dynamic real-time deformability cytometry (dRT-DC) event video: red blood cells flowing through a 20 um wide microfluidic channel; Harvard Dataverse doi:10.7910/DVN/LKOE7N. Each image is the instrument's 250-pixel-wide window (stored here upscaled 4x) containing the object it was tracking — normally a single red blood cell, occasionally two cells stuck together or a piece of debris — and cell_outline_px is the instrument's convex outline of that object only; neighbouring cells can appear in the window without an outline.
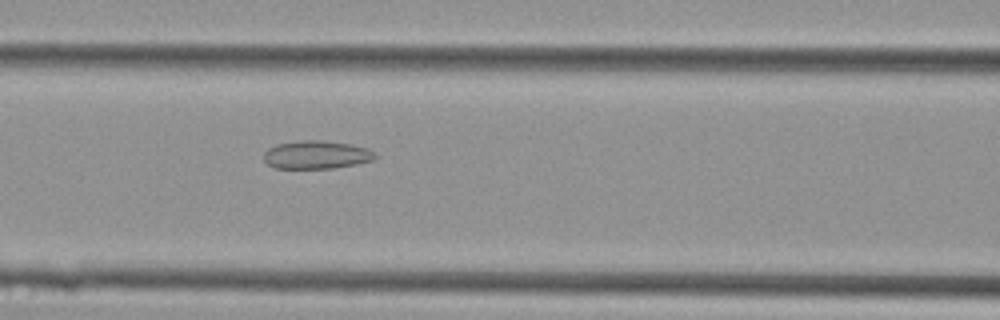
{"species": "Egyptian fruit bat (a non-hibernating species)", "species_latin": "Rousettus aegyptiacus", "temperature_condition": "cold", "stored_images_in_passage": 44, "camera_frame_rate_fps": 3000, "um_per_image_px": 0.085, "animal": {"sex": "female"}, "frame": {"image": 1, "passage_image": 19, "time_ms": 6.0, "image_size_px": [1000, 320], "cell_outline_px": [[376, 160], [356, 164], [332, 168], [276, 168], [268, 164], [264, 160], [264, 152], [268, 148], [276, 144], [304, 140], [320, 140], [352, 144], [368, 148], [376, 152]], "centroid_in_image_um": [26.93, 13.15], "position_along_channel_um": 139.7, "area_um2": 18.38}}
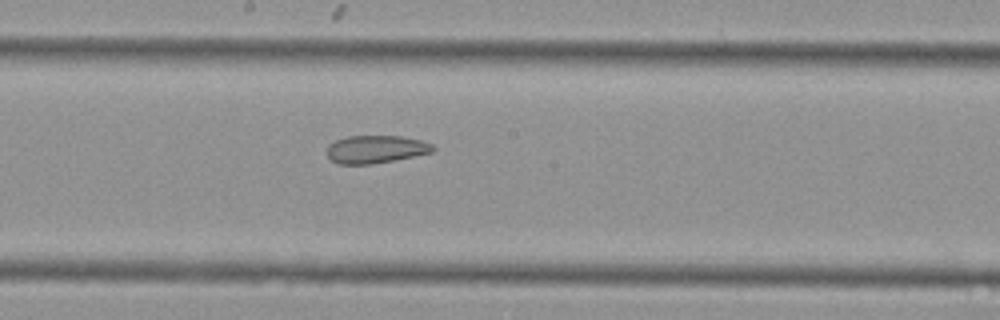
{"frame": {"image": 2, "passage_image": 24, "time_ms": 7.667, "image_size_px": [1000, 320], "cell_outline_px": [[436, 148], [432, 152], [372, 164], [336, 164], [328, 156], [328, 144], [336, 140], [348, 136], [400, 136], [420, 140], [432, 144]], "centroid_in_image_um": [31.92, 12.68], "position_along_channel_um": 216.3, "area_um2": 16.99}}
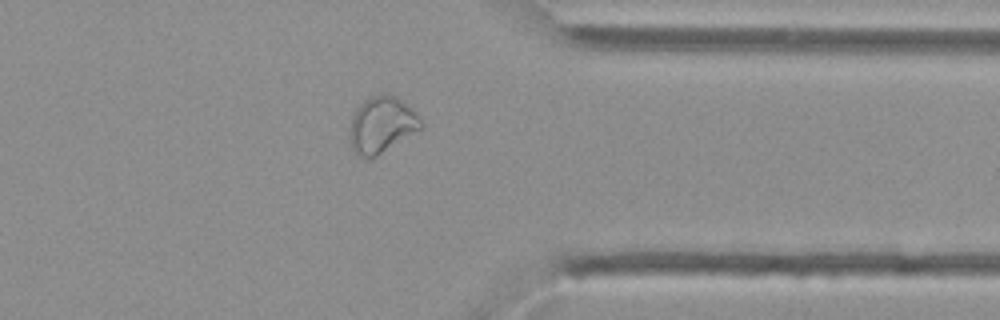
{"frame": {"image": 3, "passage_image": 35, "time_ms": 11.333, "image_size_px": [1000, 320], "cell_outline_px": [[424, 124], [420, 128], [372, 160], [360, 156], [352, 152], [348, 136], [348, 128], [352, 116], [356, 108], [364, 100], [380, 92], [388, 92], [396, 96], [412, 108], [416, 112]], "centroid_in_image_um": [32.39, 10.6], "position_along_channel_um": 379.0, "area_um2": 23.93}}